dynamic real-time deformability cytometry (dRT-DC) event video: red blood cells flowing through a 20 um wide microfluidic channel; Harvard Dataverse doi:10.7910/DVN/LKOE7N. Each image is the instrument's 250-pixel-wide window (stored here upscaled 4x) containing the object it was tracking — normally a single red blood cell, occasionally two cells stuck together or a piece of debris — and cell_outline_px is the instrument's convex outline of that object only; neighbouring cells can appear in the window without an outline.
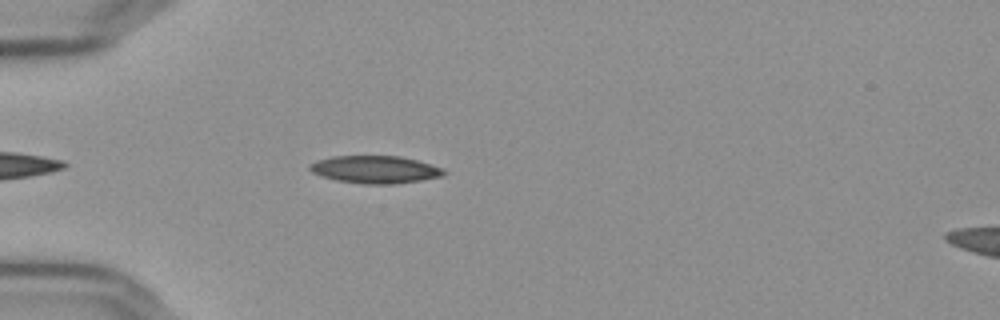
{"species": "Egyptian fruit bat (a non-hibernating species)", "species_latin": "Rousettus aegyptiacus", "temperature_condition": "cold", "stored_images_in_passage": 45, "camera_frame_rate_fps": 3000, "um_per_image_px": 0.085, "frame": {"image": 1, "passage_image": 6, "time_ms": 1.667, "image_size_px": [1000, 320], "cell_outline_px": [[448, 172], [440, 176], [420, 180], [396, 184], [364, 184], [336, 180], [312, 172], [308, 168], [308, 164], [316, 160], [332, 156], [400, 156], [416, 160], [444, 168]], "centroid_in_image_um": [31.87, 14.4], "position_along_channel_um": 53.1, "area_um2": 21.5}}
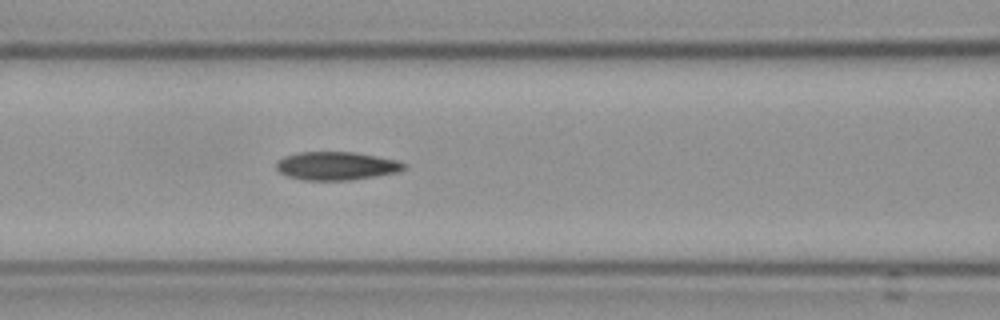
{"frame": {"image": 2, "passage_image": 14, "time_ms": 4.333, "image_size_px": [1000, 320], "cell_outline_px": [[408, 164], [404, 168], [396, 172], [376, 176], [348, 180], [304, 180], [288, 176], [280, 172], [276, 168], [276, 160], [284, 156], [300, 152], [352, 152], [376, 156], [396, 160]], "centroid_in_image_um": [28.56, 14.1], "position_along_channel_um": 138.0, "area_um2": 20.92}}
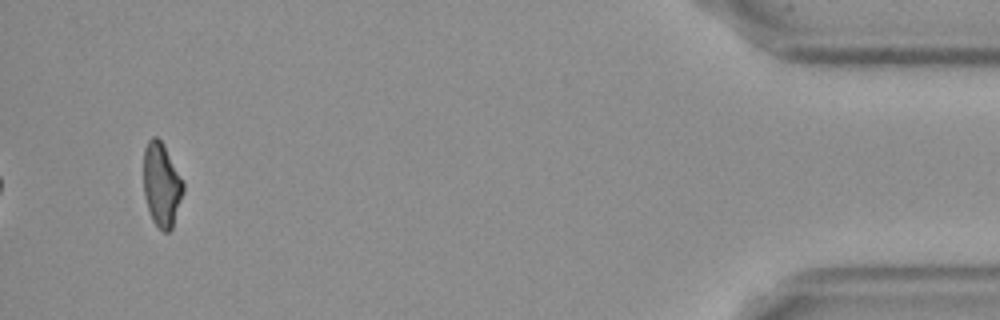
{"frame": {"image": 3, "passage_image": 43, "time_ms": 14.0, "image_size_px": [1000, 320], "cell_outline_px": [[184, 192], [172, 228], [168, 232], [164, 232], [152, 220], [148, 208], [144, 192], [144, 148], [148, 140], [152, 136], [156, 136], [164, 144], [184, 184]], "centroid_in_image_um": [13.74, 15.69], "position_along_channel_um": 421.5, "area_um2": 19.25}, "authors_computed_cell_mechanics": {"area_um2": 20.6346, "velocity_mm_per_s": 3.6543, "shape_relaxation_time_tau1_ms": null, "shape_relaxation_time_tau2_ms": 3.1909, "deformation_change_tau1": null, "deformation_change_tau2": 0.0987}}